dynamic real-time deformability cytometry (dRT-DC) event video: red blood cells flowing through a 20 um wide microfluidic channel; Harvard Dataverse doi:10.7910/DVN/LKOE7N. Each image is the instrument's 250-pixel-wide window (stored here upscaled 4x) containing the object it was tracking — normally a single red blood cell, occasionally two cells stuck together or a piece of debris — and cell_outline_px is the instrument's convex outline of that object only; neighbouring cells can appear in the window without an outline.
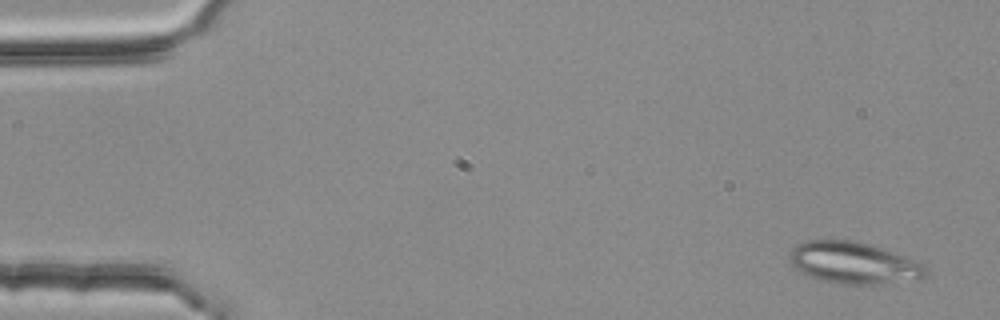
{"species": "common noctule bat (a hibernating species)", "species_latin": "Nyctalus noctula", "temperature_condition": "room temperature", "stored_images_in_passage": 3, "camera_frame_rate_fps": 3000, "um_per_image_px": 0.085, "animal": {"sex": "female", "body_mass_g": 25.1}, "frame": {"image": 1, "passage_image": 1, "time_ms": 0.0, "image_size_px": [1000, 320], "cell_outline_px": [[928, 276], [920, 280], [872, 284], [840, 284], [824, 280], [800, 272], [792, 264], [788, 256], [792, 248], [796, 244], [808, 240], [856, 240], [884, 248], [908, 256], [924, 264], [928, 268]], "centroid_in_image_um": [72.64, 22.33], "position_along_channel_um": 12.4, "area_um2": 33.58}}